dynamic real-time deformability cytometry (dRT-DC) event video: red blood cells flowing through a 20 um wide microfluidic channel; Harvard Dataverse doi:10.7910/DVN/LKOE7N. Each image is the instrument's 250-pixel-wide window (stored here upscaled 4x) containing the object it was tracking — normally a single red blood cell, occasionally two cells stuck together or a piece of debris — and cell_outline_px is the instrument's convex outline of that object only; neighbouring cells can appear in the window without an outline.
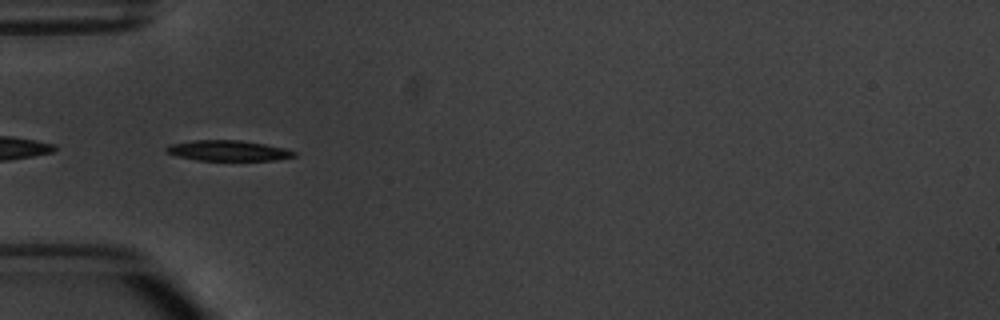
{"species": "common noctule bat (a hibernating species)", "species_latin": "Nyctalus noctula", "temperature_condition": "warm", "stored_images_in_passage": 8, "segment_of_instrument_passage": [2, 2], "camera_frame_rate_fps": 3000, "um_per_image_px": 0.085, "animal": {"sex": "male", "body_mass_g": 20.1, "forearm_length_mm": 53.5}, "frame": {"image": 1, "passage_image": 5, "time_ms": 4.667, "image_size_px": [1000, 320], "cell_outline_px": [[296, 156], [276, 160], [196, 160], [180, 156], [168, 152], [164, 148], [168, 144], [192, 140], [240, 140], [264, 144], [284, 148], [296, 152]], "centroid_in_image_um": [19.38, 12.79], "position_along_channel_um": 65.6, "area_um2": 15.14}}
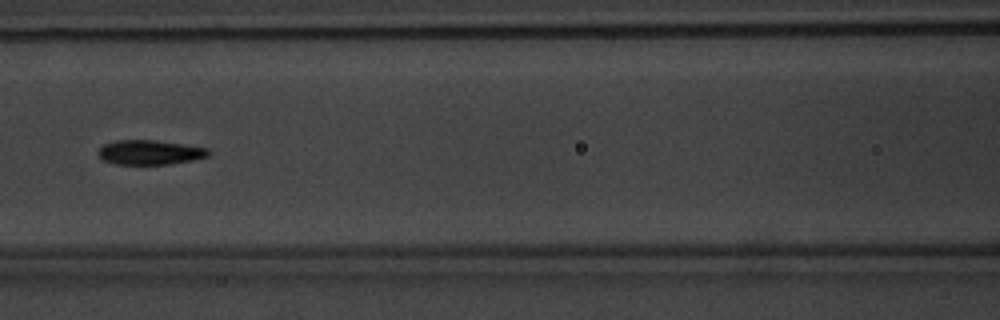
{"frame": {"image": 2, "passage_image": 7, "time_ms": 7.0, "image_size_px": [1000, 320], "cell_outline_px": [[212, 152], [208, 156], [192, 160], [168, 164], [116, 164], [104, 160], [96, 152], [104, 144], [116, 140], [152, 140], [208, 148]], "centroid_in_image_um": [12.73, 12.95], "position_along_channel_um": 153.9, "area_um2": 15.61}}
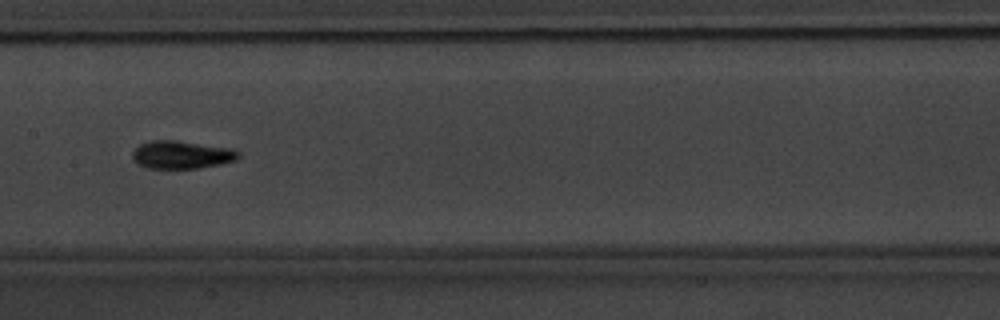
{"frame": {"image": 3, "passage_image": 8, "time_ms": 8.0, "image_size_px": [1000, 320], "cell_outline_px": [[240, 156], [236, 160], [220, 164], [196, 168], [148, 168], [136, 164], [132, 160], [132, 152], [140, 144], [152, 140], [176, 140], [232, 148], [240, 152]], "centroid_in_image_um": [15.42, 13.15], "position_along_channel_um": 192.0, "area_um2": 17.34}}